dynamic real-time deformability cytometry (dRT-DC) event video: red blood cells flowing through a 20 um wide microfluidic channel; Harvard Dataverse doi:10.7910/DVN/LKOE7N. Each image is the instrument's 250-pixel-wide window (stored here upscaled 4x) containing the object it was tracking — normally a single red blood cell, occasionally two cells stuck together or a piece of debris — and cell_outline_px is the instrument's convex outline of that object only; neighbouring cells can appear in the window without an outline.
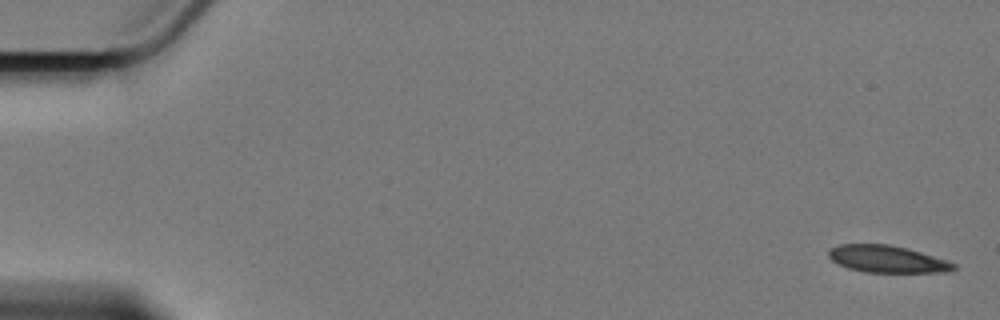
{"species": "Egyptian fruit bat (a non-hibernating species)", "species_latin": "Rousettus aegyptiacus", "temperature_condition": "cold", "stored_images_in_passage": 6, "camera_frame_rate_fps": 3000, "um_per_image_px": 0.085, "animal": {"sex": "female"}, "frame": {"image": 1, "passage_image": 1, "time_ms": 0.0, "image_size_px": [1000, 320], "cell_outline_px": [[956, 268], [952, 272], [868, 272], [848, 268], [832, 260], [828, 256], [828, 252], [832, 248], [840, 244], [888, 244], [908, 248], [948, 260], [956, 264]], "centroid_in_image_um": [75.47, 22.02], "position_along_channel_um": 9.5, "area_um2": 19.71}}
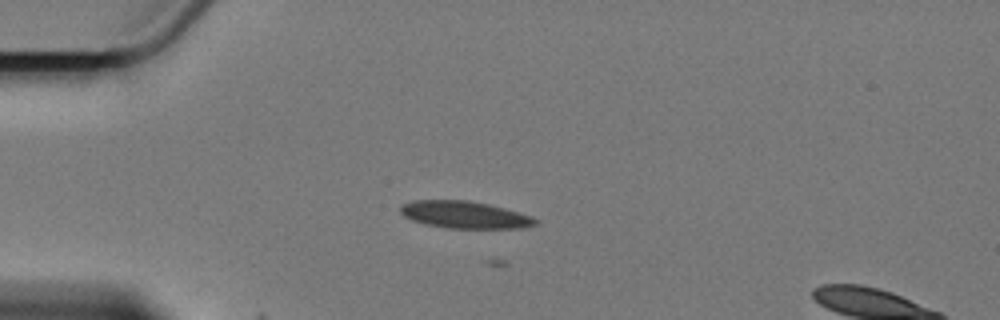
{"frame": {"image": 2, "passage_image": 5, "time_ms": 4.667, "image_size_px": [1000, 320], "cell_outline_px": [[540, 220], [536, 224], [520, 228], [444, 228], [424, 224], [412, 220], [404, 216], [400, 212], [400, 204], [412, 200], [468, 200], [488, 204], [504, 208], [532, 216]], "centroid_in_image_um": [39.46, 18.25], "position_along_channel_um": 45.5, "area_um2": 21.5}}